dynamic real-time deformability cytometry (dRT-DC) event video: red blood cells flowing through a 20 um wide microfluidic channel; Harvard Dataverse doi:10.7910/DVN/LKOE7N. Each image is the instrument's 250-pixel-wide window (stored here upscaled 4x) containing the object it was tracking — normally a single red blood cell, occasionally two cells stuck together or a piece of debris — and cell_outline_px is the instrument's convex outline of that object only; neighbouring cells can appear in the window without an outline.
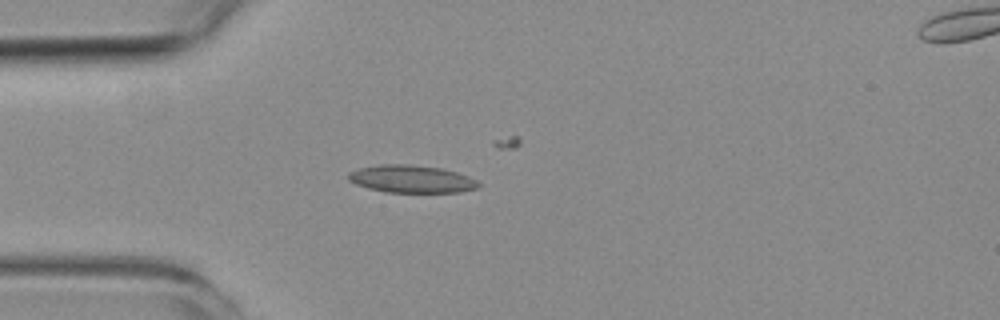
{"species": "common noctule bat (a hibernating species)", "species_latin": "Nyctalus noctula", "temperature_condition": "room temperature", "stored_images_in_passage": 7, "camera_frame_rate_fps": 3000, "um_per_image_px": 0.085, "animal": {"sex": "female", "body_mass_g": 19.3, "forearm_length_mm": 54.1}, "frame": {"image": 1, "passage_image": 3, "time_ms": 2.333, "image_size_px": [1000, 320], "cell_outline_px": [[480, 184], [476, 188], [460, 192], [384, 192], [368, 188], [356, 184], [348, 180], [348, 172], [360, 168], [380, 164], [408, 164], [440, 168], [456, 172], [468, 176], [476, 180]], "centroid_in_image_um": [34.95, 15.21], "position_along_channel_um": 50.1, "area_um2": 20.81}}
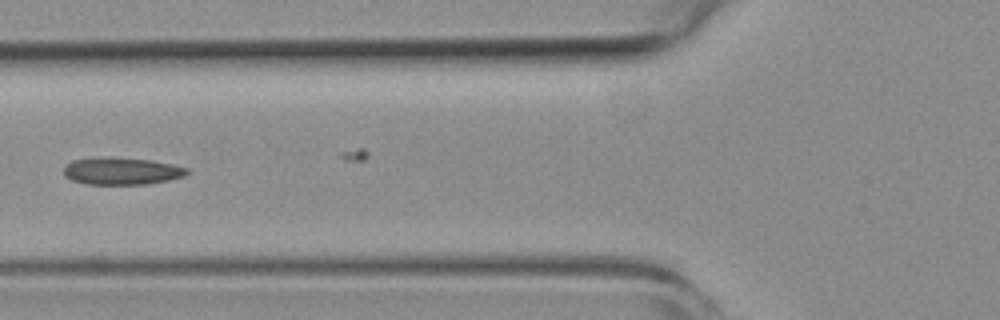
{"frame": {"image": 2, "passage_image": 5, "time_ms": 4.333, "image_size_px": [1000, 320], "cell_outline_px": [[188, 172], [184, 176], [168, 180], [148, 184], [88, 184], [72, 180], [64, 176], [64, 164], [72, 160], [148, 160], [172, 164], [188, 168]], "centroid_in_image_um": [10.36, 14.59], "position_along_channel_um": 115.4, "area_um2": 18.5}}